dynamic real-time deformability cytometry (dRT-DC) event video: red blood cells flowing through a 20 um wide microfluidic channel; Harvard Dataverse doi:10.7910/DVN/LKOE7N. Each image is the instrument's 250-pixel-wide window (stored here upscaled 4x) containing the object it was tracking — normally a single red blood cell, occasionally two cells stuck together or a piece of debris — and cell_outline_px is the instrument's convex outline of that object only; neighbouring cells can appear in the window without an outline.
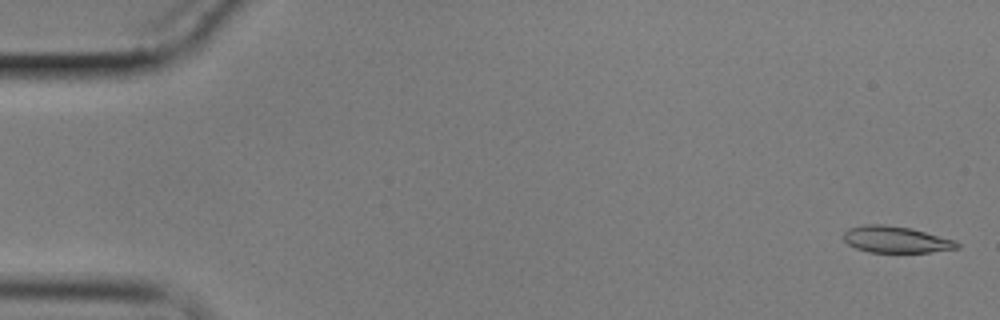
{"species": "common noctule bat (a hibernating species)", "species_latin": "Nyctalus noctula", "temperature_condition": "cold", "stored_images_in_passage": 60, "camera_frame_rate_fps": 3000, "um_per_image_px": 0.085, "animal": {"sex": "male", "body_mass_g": 17.9}, "frame": {"image": 1, "passage_image": 2, "time_ms": 0.333, "image_size_px": [1000, 320], "cell_outline_px": [[960, 248], [928, 252], [868, 252], [856, 248], [848, 244], [844, 240], [844, 232], [848, 228], [864, 224], [884, 224], [912, 228], [956, 240], [960, 244]], "centroid_in_image_um": [76.17, 20.35], "position_along_channel_um": 8.8, "area_um2": 17.69}}
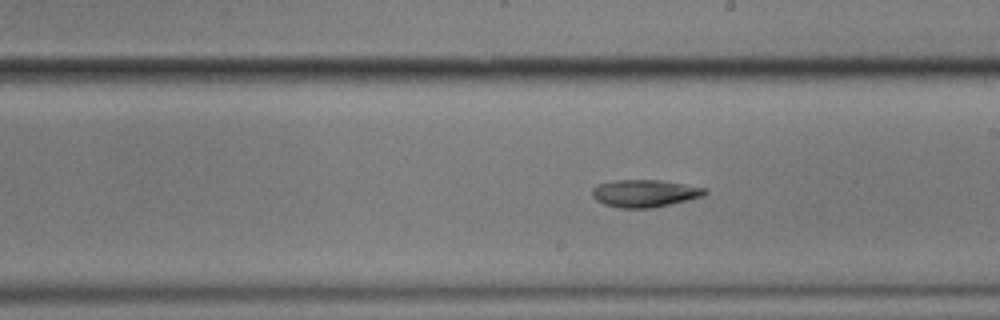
{"frame": {"image": 2, "passage_image": 34, "time_ms": 11.0, "image_size_px": [1000, 320], "cell_outline_px": [[708, 192], [700, 196], [688, 200], [652, 208], [620, 208], [604, 204], [596, 200], [592, 196], [592, 188], [596, 184], [616, 180], [660, 180], [708, 188]], "centroid_in_image_um": [54.77, 16.43], "position_along_channel_um": 234.2, "area_um2": 18.03}}
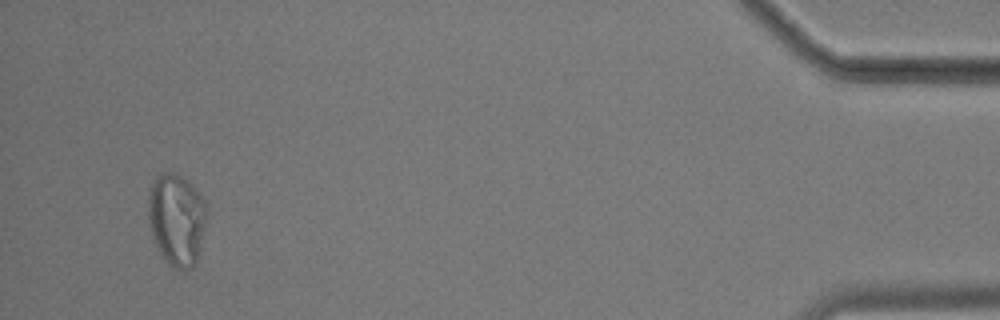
{"frame": {"image": 3, "passage_image": 57, "time_ms": 18.667, "image_size_px": [1000, 320], "cell_outline_px": [[208, 216], [196, 264], [192, 268], [184, 272], [168, 264], [164, 260], [152, 236], [148, 220], [148, 200], [152, 184], [156, 176], [164, 172], [172, 172], [180, 176], [196, 188], [208, 204]], "centroid_in_image_um": [15.05, 18.68], "position_along_channel_um": 420.2, "area_um2": 31.91}}